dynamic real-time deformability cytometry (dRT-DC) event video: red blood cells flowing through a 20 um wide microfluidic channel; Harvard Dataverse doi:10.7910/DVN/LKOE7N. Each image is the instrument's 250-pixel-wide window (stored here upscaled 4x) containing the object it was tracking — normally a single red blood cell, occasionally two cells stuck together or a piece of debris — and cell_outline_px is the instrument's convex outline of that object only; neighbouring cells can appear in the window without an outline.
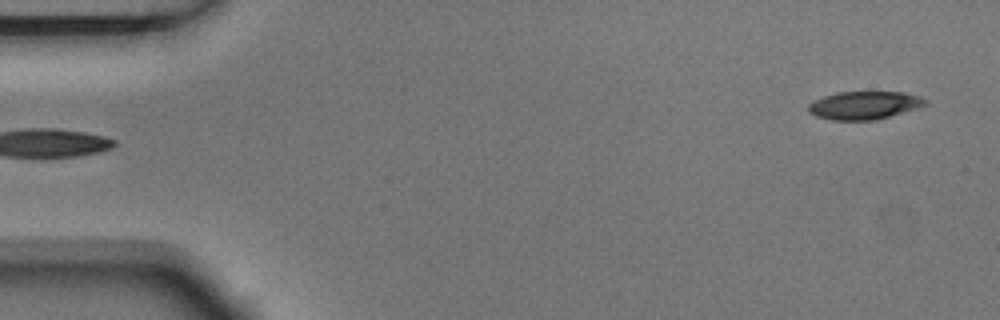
{"species": "Egyptian fruit bat (a non-hibernating species)", "species_latin": "Rousettus aegyptiacus", "temperature_condition": "room temperature", "stored_images_in_passage": 5, "segment_of_instrument_passage": [2, 2], "camera_frame_rate_fps": 3000, "um_per_image_px": 0.085, "animal": {"sex": "male"}, "frame": {"image": 1, "passage_image": 5, "time_ms": 1.333, "image_size_px": [1000, 320], "cell_outline_px": [[928, 104], [916, 108], [876, 120], [832, 120], [816, 116], [808, 112], [808, 104], [824, 96], [836, 92], [904, 92], [920, 96], [928, 100]], "centroid_in_image_um": [73.47, 8.94], "position_along_channel_um": 11.5, "area_um2": 19.07}}